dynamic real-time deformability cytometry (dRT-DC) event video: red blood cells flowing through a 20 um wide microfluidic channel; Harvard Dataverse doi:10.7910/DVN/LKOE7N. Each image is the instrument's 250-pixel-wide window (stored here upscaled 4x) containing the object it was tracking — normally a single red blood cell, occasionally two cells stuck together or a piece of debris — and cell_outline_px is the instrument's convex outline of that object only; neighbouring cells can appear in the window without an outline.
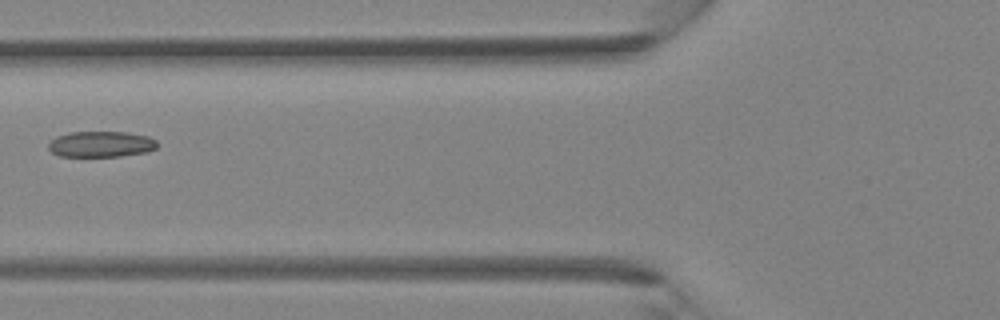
{"species": "Egyptian fruit bat (a non-hibernating species)", "species_latin": "Rousettus aegyptiacus", "temperature_condition": "room temperature", "stored_images_in_passage": 2, "camera_frame_rate_fps": 3000, "um_per_image_px": 0.085, "animal": {"sex": "female"}, "frame": {"image": 1, "passage_image": 2, "time_ms": 0.333, "image_size_px": [1000, 320], "cell_outline_px": [[156, 148], [148, 152], [120, 156], [60, 156], [52, 152], [48, 148], [48, 144], [56, 136], [72, 132], [128, 132], [148, 136], [156, 140]], "centroid_in_image_um": [8.6, 12.25], "position_along_channel_um": 117.2, "area_um2": 16.36}}